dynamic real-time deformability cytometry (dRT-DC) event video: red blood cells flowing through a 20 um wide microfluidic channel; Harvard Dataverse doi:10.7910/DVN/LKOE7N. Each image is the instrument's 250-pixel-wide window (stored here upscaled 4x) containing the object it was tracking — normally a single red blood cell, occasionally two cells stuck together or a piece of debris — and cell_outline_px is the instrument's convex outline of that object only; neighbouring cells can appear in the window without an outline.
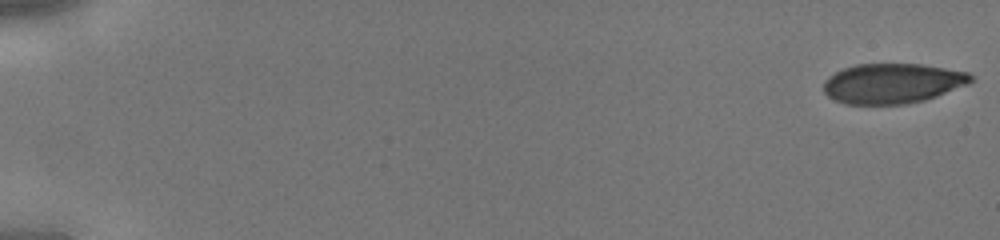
{"species": "human", "species_latin": "Homo sapiens", "temperature_condition": "cold", "stored_images_in_passage": 26, "camera_frame_rate_fps": 3000, "um_per_image_px": 0.085, "donor": {"sex": "male"}, "frame": {"image": 1, "passage_image": 1, "time_ms": 0.0, "image_size_px": [1000, 240], "cell_outline_px": [[972, 80], [968, 84], [936, 96], [924, 100], [904, 104], [844, 104], [828, 96], [824, 92], [824, 80], [828, 76], [844, 68], [856, 64], [920, 64], [968, 72], [972, 76]], "centroid_in_image_um": [75.83, 7.09], "position_along_channel_um": 9.2, "area_um2": 34.16}}
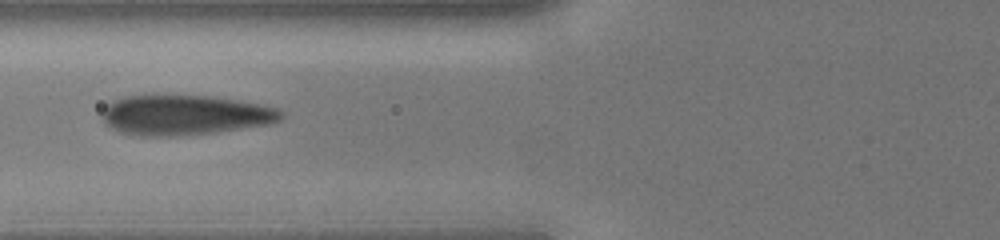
{"frame": {"image": 2, "passage_image": 19, "time_ms": 6.0, "image_size_px": [1000, 240], "cell_outline_px": [[284, 116], [280, 120], [272, 124], [212, 132], [172, 136], [140, 136], [120, 132], [112, 128], [100, 116], [100, 112], [112, 100], [124, 96], [156, 92], [212, 96], [260, 104], [276, 108], [284, 112]], "centroid_in_image_um": [15.65, 9.73], "position_along_channel_um": 110.1, "area_um2": 42.83}}
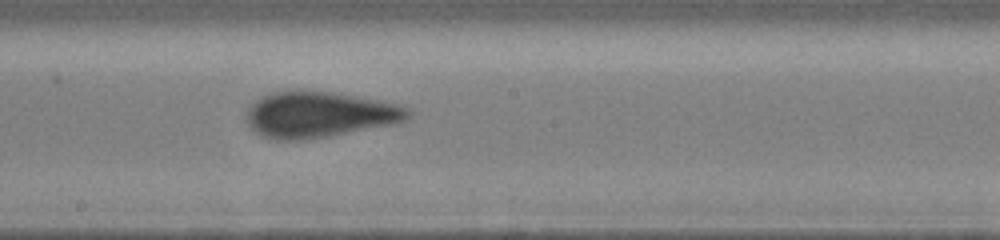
{"frame": {"image": 3, "passage_image": 26, "time_ms": 8.333, "image_size_px": [1000, 240], "cell_outline_px": [[412, 116], [396, 124], [328, 136], [300, 140], [276, 140], [264, 136], [256, 132], [248, 124], [248, 108], [256, 100], [272, 92], [328, 92], [380, 100], [396, 104], [408, 108], [412, 112]], "centroid_in_image_um": [27.19, 9.76], "position_along_channel_um": 221.0, "area_um2": 42.48}}